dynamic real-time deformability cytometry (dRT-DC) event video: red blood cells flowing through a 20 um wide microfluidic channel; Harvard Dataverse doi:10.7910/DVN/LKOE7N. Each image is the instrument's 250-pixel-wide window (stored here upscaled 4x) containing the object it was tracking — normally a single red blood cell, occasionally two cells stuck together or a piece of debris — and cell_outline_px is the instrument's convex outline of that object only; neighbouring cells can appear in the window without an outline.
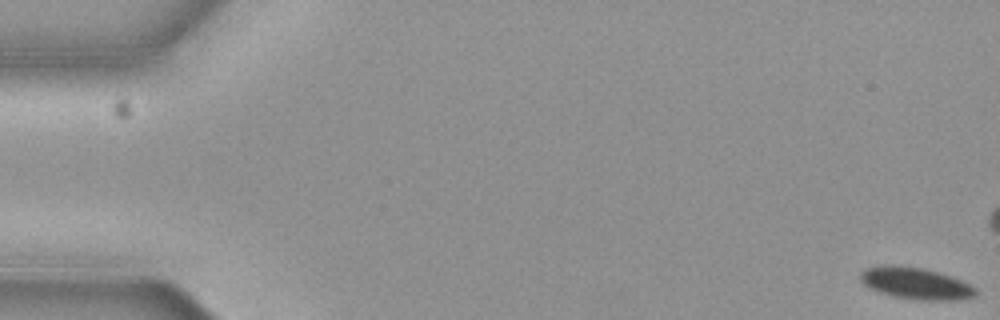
{"species": "common noctule bat (a hibernating species)", "species_latin": "Nyctalus noctula", "temperature_condition": "cold", "stored_images_in_passage": 4, "camera_frame_rate_fps": 3000, "um_per_image_px": 0.085, "animal": {"sex": "female", "body_mass_g": 19.3, "forearm_length_mm": 54.1}, "frame": {"image": 1, "passage_image": 1, "time_ms": 0.0, "image_size_px": [1000, 320], "cell_outline_px": [[976, 296], [956, 300], [920, 300], [892, 296], [876, 292], [868, 288], [860, 280], [860, 272], [864, 268], [888, 264], [892, 264], [924, 268], [960, 280], [976, 288]], "centroid_in_image_um": [77.76, 24.08], "position_along_channel_um": 7.2, "area_um2": 21.39}}